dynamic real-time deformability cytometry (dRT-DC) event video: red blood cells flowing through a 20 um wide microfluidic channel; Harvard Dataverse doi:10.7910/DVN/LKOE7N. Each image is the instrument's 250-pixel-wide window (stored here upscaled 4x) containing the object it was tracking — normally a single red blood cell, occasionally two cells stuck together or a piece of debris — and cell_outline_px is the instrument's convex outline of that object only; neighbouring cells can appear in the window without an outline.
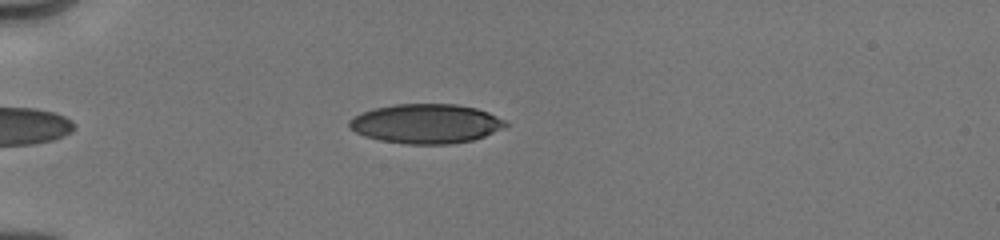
{"species": "human", "species_latin": "Homo sapiens", "temperature_condition": "cold", "stored_images_in_passage": 35, "camera_frame_rate_fps": 3000, "um_per_image_px": 0.085, "donor": {"sex": "male"}, "frame": {"image": 1, "passage_image": 5, "time_ms": 1.667, "image_size_px": [1000, 240], "cell_outline_px": [[508, 124], [504, 128], [484, 136], [472, 140], [448, 144], [408, 144], [380, 140], [364, 136], [348, 128], [348, 120], [372, 108], [396, 104], [456, 104], [476, 108], [488, 112], [504, 120]], "centroid_in_image_um": [36.2, 10.51], "position_along_channel_um": 48.8, "area_um2": 35.84}}
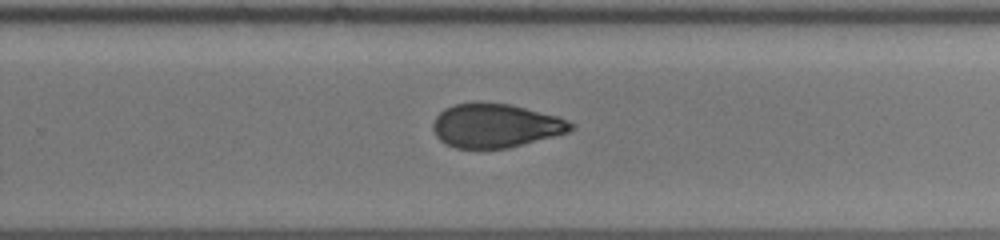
{"frame": {"image": 2, "passage_image": 19, "time_ms": 8.333, "image_size_px": [1000, 240], "cell_outline_px": [[576, 128], [568, 132], [508, 148], [456, 148], [444, 144], [436, 136], [432, 128], [432, 124], [436, 116], [444, 108], [456, 104], [512, 104], [556, 116], [568, 120], [576, 124]], "centroid_in_image_um": [42.13, 10.7], "position_along_channel_um": 287.7, "area_um2": 34.91}}
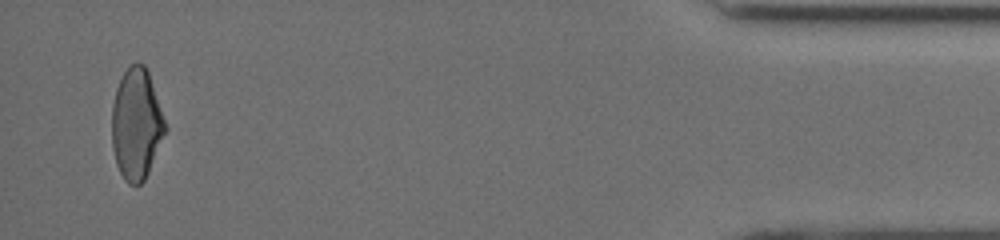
{"frame": {"image": 3, "passage_image": 34, "time_ms": 13.333, "image_size_px": [1000, 240], "cell_outline_px": [[168, 128], [148, 172], [144, 180], [140, 184], [128, 184], [124, 180], [116, 164], [112, 148], [112, 104], [116, 88], [128, 64], [136, 60], [144, 64], [148, 72]], "centroid_in_image_um": [11.59, 10.52], "position_along_channel_um": 423.6, "area_um2": 34.74}, "authors_computed_cell_mechanics": {"area_um2": 35.4314, "velocity_mm_per_s": 4.0371, "shape_relaxation_time_tau1_ms": 5.8695, "shape_relaxation_time_tau2_ms": 2.2507, "deformation_change_tau1": 0.1782, "deformation_change_tau2": 0.0874}}